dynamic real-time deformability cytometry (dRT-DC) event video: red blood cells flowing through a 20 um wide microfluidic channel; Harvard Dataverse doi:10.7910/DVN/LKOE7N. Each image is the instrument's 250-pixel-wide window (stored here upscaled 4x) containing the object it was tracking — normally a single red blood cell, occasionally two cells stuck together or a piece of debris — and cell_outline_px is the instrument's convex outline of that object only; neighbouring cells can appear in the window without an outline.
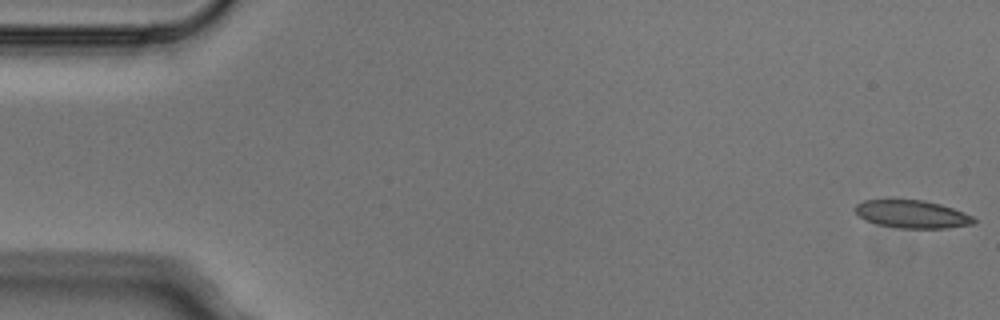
{"species": "Egyptian fruit bat (a non-hibernating species)", "species_latin": "Rousettus aegyptiacus", "temperature_condition": "cold", "stored_images_in_passage": 5, "camera_frame_rate_fps": 3000, "um_per_image_px": 0.085, "animal": {"sex": "male"}, "frame": {"image": 1, "passage_image": 1, "time_ms": 0.0, "image_size_px": [1000, 320], "cell_outline_px": [[976, 220], [972, 224], [944, 228], [900, 228], [876, 224], [864, 220], [852, 208], [856, 204], [864, 200], [924, 200], [940, 204], [964, 212], [972, 216]], "centroid_in_image_um": [77.49, 18.2], "position_along_channel_um": 7.5, "area_um2": 19.19}}
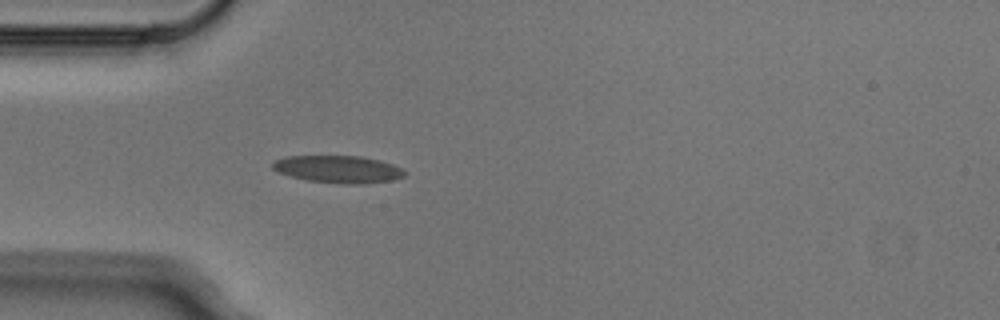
{"frame": {"image": 2, "passage_image": 5, "time_ms": 1.333, "image_size_px": [1000, 320], "cell_outline_px": [[404, 176], [392, 180], [364, 184], [344, 184], [308, 180], [292, 176], [280, 172], [272, 168], [272, 164], [276, 160], [288, 156], [360, 156], [380, 160], [392, 164], [400, 168], [404, 172]], "centroid_in_image_um": [28.76, 14.38], "position_along_channel_um": 56.2, "area_um2": 20.75}}